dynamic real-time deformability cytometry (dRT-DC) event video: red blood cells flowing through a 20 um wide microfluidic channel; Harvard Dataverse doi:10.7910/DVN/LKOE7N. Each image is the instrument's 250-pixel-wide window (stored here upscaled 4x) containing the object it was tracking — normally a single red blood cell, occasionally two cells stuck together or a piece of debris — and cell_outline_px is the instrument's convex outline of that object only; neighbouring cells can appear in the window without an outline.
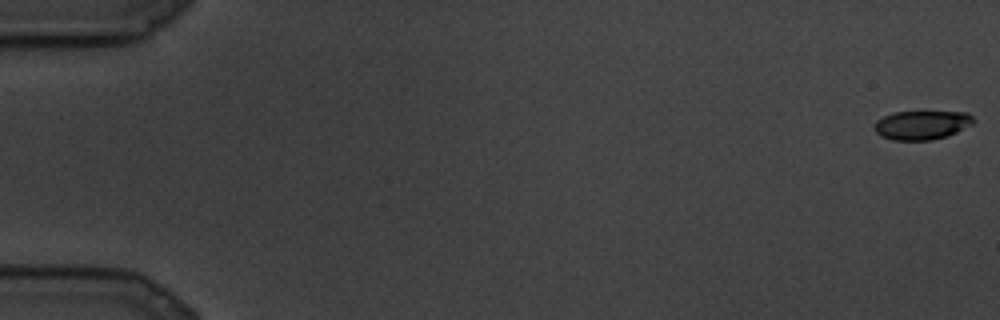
{"species": "common noctule bat (a hibernating species)", "species_latin": "Nyctalus noctula", "temperature_condition": "cold", "stored_images_in_passage": 90, "camera_frame_rate_fps": 3000, "um_per_image_px": 0.085, "animal": {"sex": "male", "body_mass_g": 19.5, "forearm_length_mm": 54.6}, "frame": {"image": 1, "passage_image": 1, "time_ms": 0.0, "image_size_px": [1000, 320], "cell_outline_px": [[976, 120], [972, 124], [948, 136], [932, 140], [892, 140], [880, 136], [872, 128], [872, 124], [876, 120], [892, 112], [968, 112]], "centroid_in_image_um": [78.32, 10.63], "position_along_channel_um": 6.7, "area_um2": 16.94}}
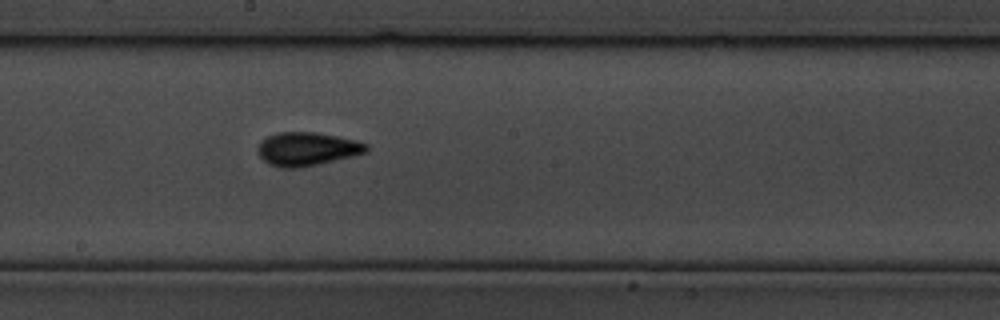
{"frame": {"image": 2, "passage_image": 52, "time_ms": 17.0, "image_size_px": [1000, 320], "cell_outline_px": [[368, 152], [352, 156], [300, 168], [284, 168], [268, 164], [260, 156], [256, 148], [260, 140], [276, 132], [316, 132], [356, 140], [368, 144]], "centroid_in_image_um": [26.07, 12.65], "position_along_channel_um": 222.1, "area_um2": 21.27}}
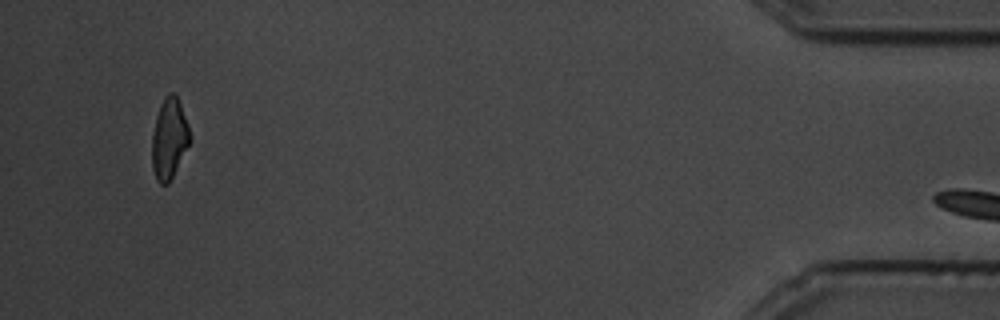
{"frame": {"image": 3, "passage_image": 89, "time_ms": 29.333, "image_size_px": [1000, 320], "cell_outline_px": [[192, 140], [168, 184], [160, 184], [156, 180], [152, 168], [152, 136], [156, 116], [160, 104], [164, 96], [168, 92], [176, 92], [188, 124]], "centroid_in_image_um": [14.39, 11.75], "position_along_channel_um": 420.8, "area_um2": 18.09}}